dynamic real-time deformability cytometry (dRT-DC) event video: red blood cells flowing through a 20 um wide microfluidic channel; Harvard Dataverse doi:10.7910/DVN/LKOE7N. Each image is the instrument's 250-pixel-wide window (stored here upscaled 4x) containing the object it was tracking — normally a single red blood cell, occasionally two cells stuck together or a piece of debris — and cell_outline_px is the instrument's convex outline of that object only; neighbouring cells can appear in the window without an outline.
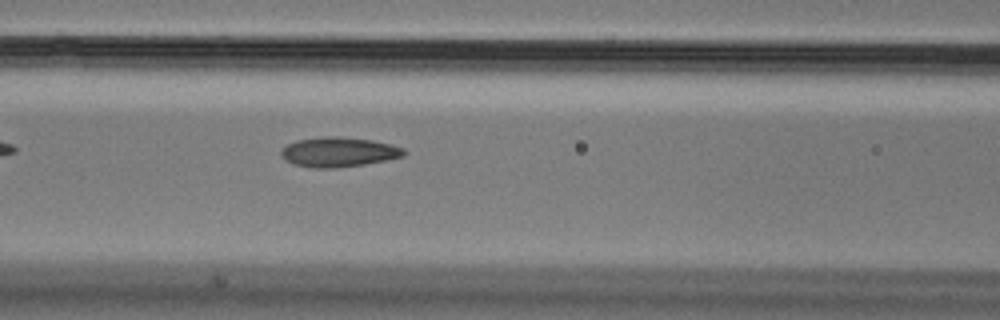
{"species": "Egyptian fruit bat (a non-hibernating species)", "species_latin": "Rousettus aegyptiacus", "temperature_condition": "cold", "stored_images_in_passage": 37, "camera_frame_rate_fps": 3000, "um_per_image_px": 0.085, "animal": {"sex": "male"}, "frame": {"image": 1, "passage_image": 6, "time_ms": 1.667, "image_size_px": [1000, 320], "cell_outline_px": [[408, 152], [404, 156], [388, 160], [364, 164], [336, 168], [312, 168], [292, 164], [284, 160], [280, 156], [280, 152], [288, 144], [296, 140], [324, 136], [340, 136], [372, 140], [392, 144], [404, 148]], "centroid_in_image_um": [28.8, 12.92], "position_along_channel_um": 137.8, "area_um2": 21.62}}
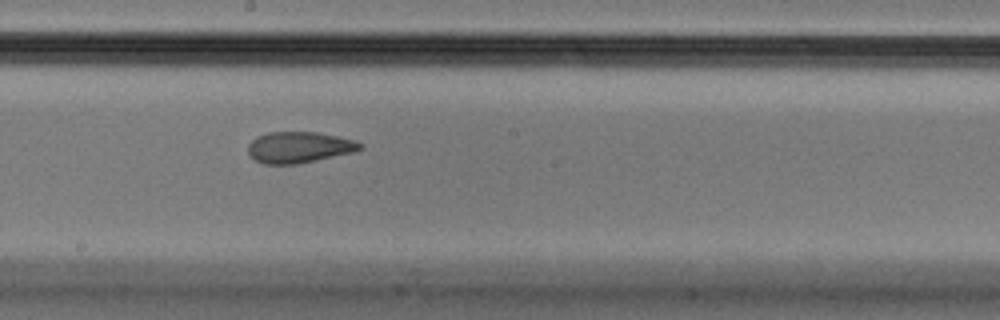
{"frame": {"image": 2, "passage_image": 13, "time_ms": 4.0, "image_size_px": [1000, 320], "cell_outline_px": [[364, 148], [356, 152], [296, 164], [264, 164], [256, 160], [248, 152], [248, 144], [256, 136], [268, 132], [316, 132], [356, 140], [364, 144]], "centroid_in_image_um": [25.46, 12.51], "position_along_channel_um": 222.7, "area_um2": 20.46}}
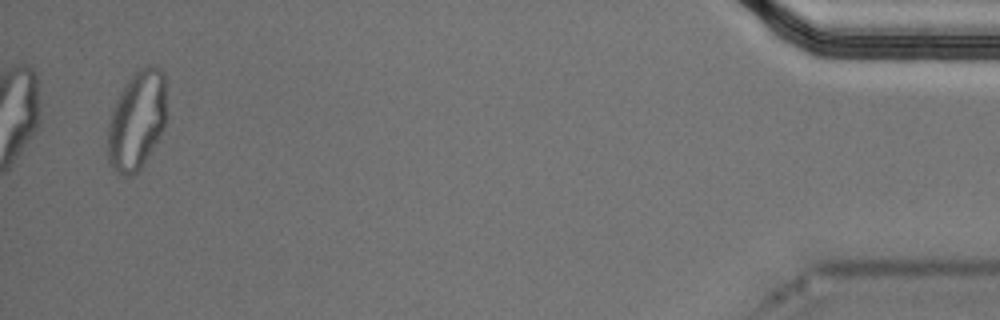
{"frame": {"image": 3, "passage_image": 36, "time_ms": 11.667, "image_size_px": [1000, 320], "cell_outline_px": [[164, 128], [160, 136], [140, 168], [132, 176], [124, 176], [116, 172], [112, 168], [108, 160], [108, 124], [112, 108], [120, 92], [128, 80], [144, 64], [156, 64], [164, 72]], "centroid_in_image_um": [11.61, 10.21], "position_along_channel_um": 423.6, "area_um2": 33.7}}